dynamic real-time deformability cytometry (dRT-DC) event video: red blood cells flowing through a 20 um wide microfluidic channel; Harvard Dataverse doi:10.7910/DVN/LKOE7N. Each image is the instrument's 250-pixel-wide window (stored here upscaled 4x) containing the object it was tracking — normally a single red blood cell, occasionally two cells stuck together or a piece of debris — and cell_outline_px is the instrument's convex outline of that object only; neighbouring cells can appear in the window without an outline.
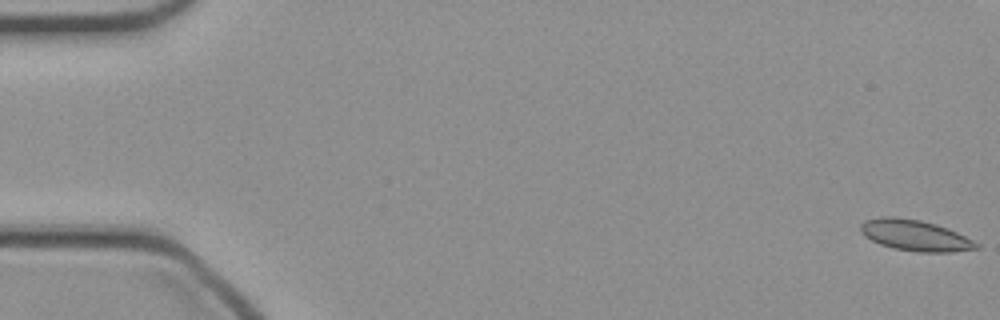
{"species": "common noctule bat (a hibernating species)", "species_latin": "Nyctalus noctula", "temperature_condition": "cold", "stored_images_in_passage": 49, "camera_frame_rate_fps": 3000, "um_per_image_px": 0.085, "animal": {"sex": "female", "body_mass_g": 21.9}, "frame": {"image": 1, "passage_image": 1, "time_ms": 0.0, "image_size_px": [1000, 320], "cell_outline_px": [[980, 248], [952, 252], [916, 252], [892, 248], [880, 244], [864, 236], [860, 232], [860, 224], [864, 220], [880, 216], [892, 216], [920, 220], [936, 224], [956, 232], [980, 244]], "centroid_in_image_um": [77.74, 20.0], "position_along_channel_um": 7.3, "area_um2": 20.98}}
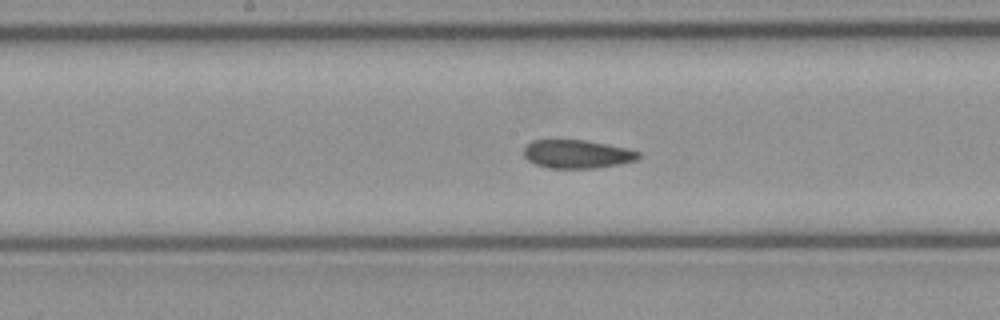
{"frame": {"image": 2, "passage_image": 25, "time_ms": 8.0, "image_size_px": [1000, 320], "cell_outline_px": [[640, 156], [636, 160], [620, 164], [592, 168], [548, 168], [536, 164], [528, 160], [524, 156], [524, 148], [532, 140], [584, 140], [628, 148], [640, 152]], "centroid_in_image_um": [49.06, 13.09], "position_along_channel_um": 199.1, "area_um2": 18.9}}
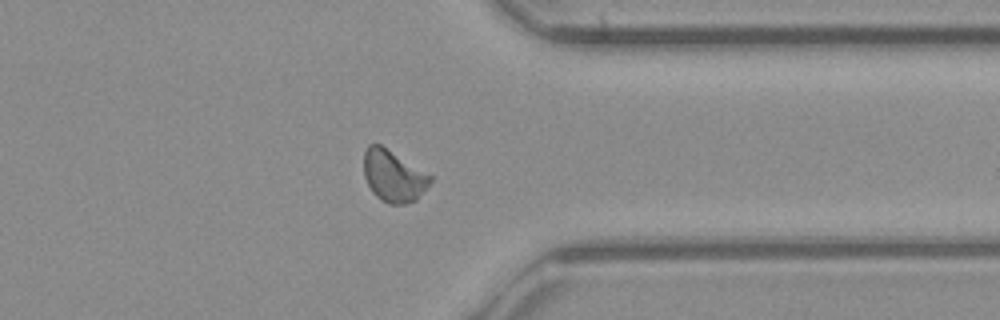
{"frame": {"image": 3, "passage_image": 38, "time_ms": 12.333, "image_size_px": [1000, 320], "cell_outline_px": [[432, 180], [416, 200], [404, 204], [388, 204], [380, 200], [372, 192], [364, 176], [364, 152], [368, 144], [380, 144], [432, 176]], "centroid_in_image_um": [33.42, 14.97], "position_along_channel_um": 378.0, "area_um2": 19.83}}